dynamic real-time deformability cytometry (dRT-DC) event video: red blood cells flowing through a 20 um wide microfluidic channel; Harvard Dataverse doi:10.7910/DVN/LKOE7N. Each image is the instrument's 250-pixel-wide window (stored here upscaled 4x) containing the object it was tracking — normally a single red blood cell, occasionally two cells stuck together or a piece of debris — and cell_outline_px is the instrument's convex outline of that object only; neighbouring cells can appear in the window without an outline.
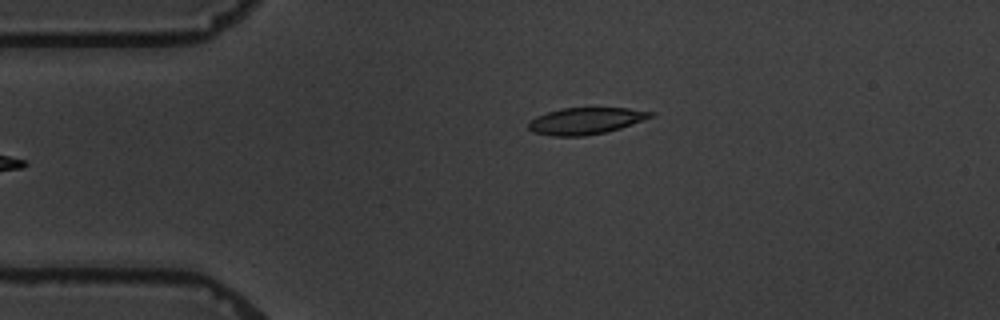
{"species": "common noctule bat (a hibernating species)", "species_latin": "Nyctalus noctula", "temperature_condition": "warm", "stored_images_in_passage": 4, "camera_frame_rate_fps": 3000, "um_per_image_px": 0.085, "animal": {"sex": "male", "body_mass_g": 19.5, "forearm_length_mm": 54.6}, "frame": {"image": 1, "passage_image": 4, "time_ms": 3.667, "image_size_px": [1000, 320], "cell_outline_px": [[656, 116], [620, 128], [604, 132], [584, 136], [552, 136], [532, 132], [528, 128], [528, 124], [536, 116], [560, 108], [628, 108], [656, 112]], "centroid_in_image_um": [49.81, 10.27], "position_along_channel_um": 35.2, "area_um2": 19.02}}